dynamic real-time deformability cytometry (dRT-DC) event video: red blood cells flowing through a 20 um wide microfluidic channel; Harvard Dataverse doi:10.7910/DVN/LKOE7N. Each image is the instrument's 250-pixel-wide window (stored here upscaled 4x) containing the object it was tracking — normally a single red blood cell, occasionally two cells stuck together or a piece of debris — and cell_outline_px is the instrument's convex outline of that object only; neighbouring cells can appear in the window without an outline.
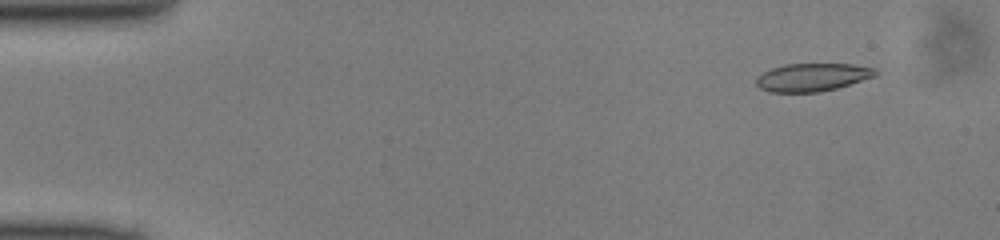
{"species": "common noctule bat (a hibernating species)", "species_latin": "Nyctalus noctula", "temperature_condition": "cold", "stored_images_in_passage": 48, "camera_frame_rate_fps": 3000, "um_per_image_px": 0.085, "animal": {"sex": "male", "body_mass_g": 13.0, "forearm_length_mm": 53.1}, "frame": {"image": 1, "passage_image": 3, "time_ms": 0.667, "image_size_px": [1000, 240], "cell_outline_px": [[880, 72], [876, 76], [836, 88], [820, 92], [768, 92], [760, 88], [756, 84], [756, 76], [772, 68], [784, 64], [852, 64], [876, 68]], "centroid_in_image_um": [69.06, 6.56], "position_along_channel_um": 15.9, "area_um2": 19.54}}
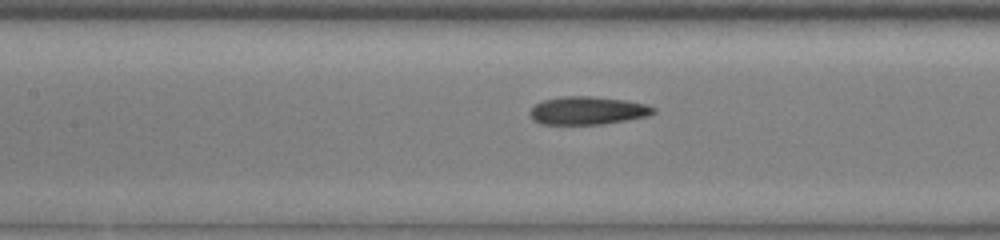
{"frame": {"image": 2, "passage_image": 21, "time_ms": 6.667, "image_size_px": [1000, 240], "cell_outline_px": [[656, 112], [648, 116], [604, 124], [540, 124], [532, 120], [528, 112], [536, 104], [544, 100], [564, 96], [592, 96], [624, 100], [648, 104], [656, 108]], "centroid_in_image_um": [49.96, 9.4], "position_along_channel_um": 157.4, "area_um2": 20.29}}
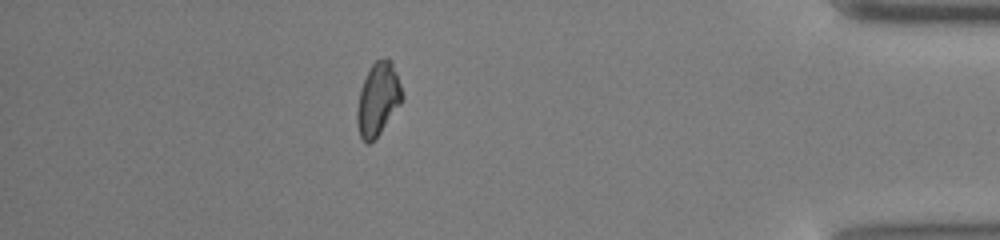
{"frame": {"image": 3, "passage_image": 42, "time_ms": 13.667, "image_size_px": [1000, 240], "cell_outline_px": [[404, 96], [400, 104], [380, 132], [368, 144], [364, 144], [360, 136], [356, 124], [356, 108], [360, 88], [372, 64], [376, 60], [388, 56], [396, 72]], "centroid_in_image_um": [32.1, 8.43], "position_along_channel_um": 403.1, "area_um2": 19.07}}